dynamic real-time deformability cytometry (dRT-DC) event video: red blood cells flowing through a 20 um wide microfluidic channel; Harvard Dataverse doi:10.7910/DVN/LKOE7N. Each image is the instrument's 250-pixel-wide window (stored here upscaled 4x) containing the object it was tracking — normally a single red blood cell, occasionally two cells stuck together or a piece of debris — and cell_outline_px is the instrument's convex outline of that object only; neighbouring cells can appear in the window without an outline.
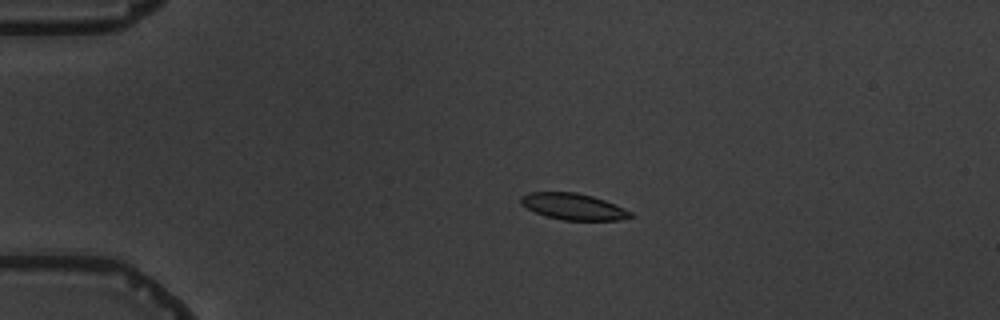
{"species": "common noctule bat (a hibernating species)", "species_latin": "Nyctalus noctula", "temperature_condition": "warm", "stored_images_in_passage": 4, "camera_frame_rate_fps": 3000, "um_per_image_px": 0.085, "animal": {"sex": "male", "body_mass_g": 19.5, "forearm_length_mm": 54.6}, "frame": {"image": 1, "passage_image": 3, "time_ms": 2.333, "image_size_px": [1000, 320], "cell_outline_px": [[632, 216], [620, 220], [564, 220], [544, 216], [520, 204], [520, 196], [528, 192], [576, 192], [592, 196], [604, 200], [624, 208], [632, 212]], "centroid_in_image_um": [48.7, 17.55], "position_along_channel_um": 36.3, "area_um2": 16.82}}